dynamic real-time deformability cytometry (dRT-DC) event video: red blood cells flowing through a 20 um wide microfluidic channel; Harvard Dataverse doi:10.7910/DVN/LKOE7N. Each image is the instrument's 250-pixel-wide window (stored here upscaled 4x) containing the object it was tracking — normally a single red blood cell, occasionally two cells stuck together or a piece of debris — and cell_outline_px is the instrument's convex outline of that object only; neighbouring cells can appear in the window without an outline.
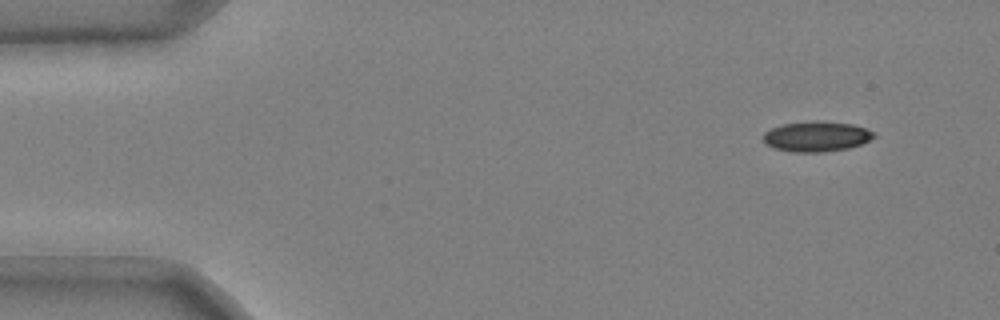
{"species": "common noctule bat (a hibernating species)", "species_latin": "Nyctalus noctula", "temperature_condition": "cold", "stored_images_in_passage": 46, "camera_frame_rate_fps": 3000, "um_per_image_px": 0.085, "animal": {"sex": "male", "body_mass_g": 20.4}, "frame": {"image": 1, "passage_image": 1, "time_ms": 0.0, "image_size_px": [1000, 320], "cell_outline_px": [[876, 136], [860, 144], [848, 148], [824, 152], [788, 152], [772, 148], [764, 144], [764, 132], [772, 128], [784, 124], [852, 124], [876, 132]], "centroid_in_image_um": [69.37, 11.67], "position_along_channel_um": 15.6, "area_um2": 18.61}}
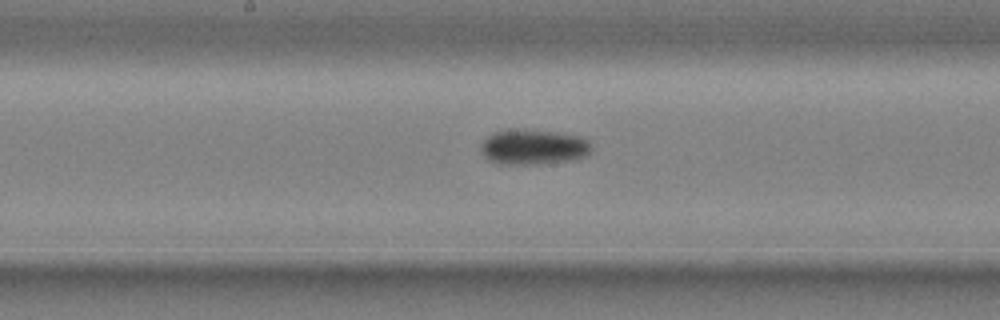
{"frame": {"image": 2, "passage_image": 24, "time_ms": 7.667, "image_size_px": [1000, 320], "cell_outline_px": [[592, 152], [588, 156], [576, 160], [540, 164], [500, 164], [488, 160], [480, 152], [480, 144], [488, 136], [496, 132], [508, 128], [516, 128], [552, 132], [580, 136], [588, 140], [592, 148]], "centroid_in_image_um": [45.35, 12.5], "position_along_channel_um": 202.9, "area_um2": 23.18}}
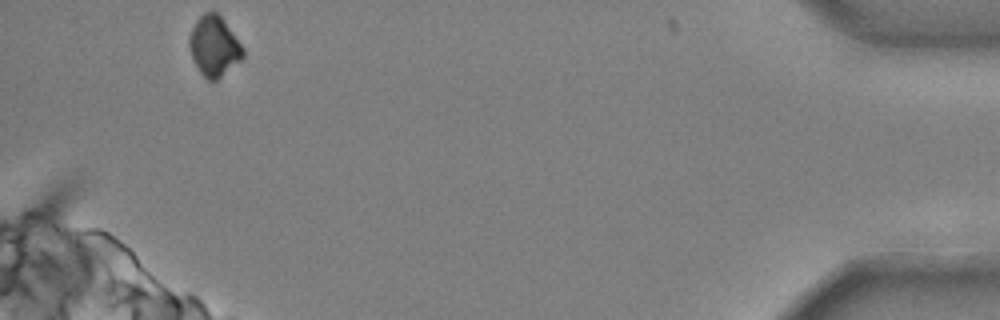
{"frame": {"image": 3, "passage_image": 46, "time_ms": 15.0, "image_size_px": [1000, 320], "cell_outline_px": [[244, 56], [240, 60], [216, 80], [208, 80], [200, 72], [192, 60], [188, 44], [188, 40], [192, 28], [196, 20], [204, 12], [216, 12], [220, 16], [244, 48]], "centroid_in_image_um": [18.17, 3.92], "position_along_channel_um": 417.0, "area_um2": 18.55}, "authors_computed_cell_mechanics": {"area_um2": 20.519, "velocity_mm_per_s": 3.7167, "shape_relaxation_time_tau1_ms": 3.5899, "shape_relaxation_time_tau2_ms": null, "deformation_change_tau1": 0.1016, "deformation_change_tau2": null}}